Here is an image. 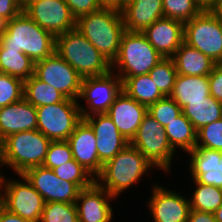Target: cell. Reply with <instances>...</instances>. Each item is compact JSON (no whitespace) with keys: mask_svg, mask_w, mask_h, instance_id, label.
Returning <instances> with one entry per match:
<instances>
[{"mask_svg":"<svg viewBox=\"0 0 222 222\" xmlns=\"http://www.w3.org/2000/svg\"><path fill=\"white\" fill-rule=\"evenodd\" d=\"M76 29L110 62L117 57L125 31L120 11L100 8L76 20Z\"/></svg>","mask_w":222,"mask_h":222,"instance_id":"obj_1","label":"cell"},{"mask_svg":"<svg viewBox=\"0 0 222 222\" xmlns=\"http://www.w3.org/2000/svg\"><path fill=\"white\" fill-rule=\"evenodd\" d=\"M0 46L17 49L36 63L55 52V37L22 11L6 22Z\"/></svg>","mask_w":222,"mask_h":222,"instance_id":"obj_2","label":"cell"},{"mask_svg":"<svg viewBox=\"0 0 222 222\" xmlns=\"http://www.w3.org/2000/svg\"><path fill=\"white\" fill-rule=\"evenodd\" d=\"M154 166L130 143L107 161L95 181L113 197L130 188ZM101 182V183H100Z\"/></svg>","mask_w":222,"mask_h":222,"instance_id":"obj_3","label":"cell"},{"mask_svg":"<svg viewBox=\"0 0 222 222\" xmlns=\"http://www.w3.org/2000/svg\"><path fill=\"white\" fill-rule=\"evenodd\" d=\"M51 142L39 130L11 134L0 143V167L8 165L22 175L30 168L42 166Z\"/></svg>","mask_w":222,"mask_h":222,"instance_id":"obj_4","label":"cell"},{"mask_svg":"<svg viewBox=\"0 0 222 222\" xmlns=\"http://www.w3.org/2000/svg\"><path fill=\"white\" fill-rule=\"evenodd\" d=\"M55 52L82 78L111 71V63L76 28L55 37Z\"/></svg>","mask_w":222,"mask_h":222,"instance_id":"obj_5","label":"cell"},{"mask_svg":"<svg viewBox=\"0 0 222 222\" xmlns=\"http://www.w3.org/2000/svg\"><path fill=\"white\" fill-rule=\"evenodd\" d=\"M162 59L142 32L125 30L121 36L118 55L111 63V70H115V67L119 69L116 74L123 83L128 77L148 74Z\"/></svg>","mask_w":222,"mask_h":222,"instance_id":"obj_6","label":"cell"},{"mask_svg":"<svg viewBox=\"0 0 222 222\" xmlns=\"http://www.w3.org/2000/svg\"><path fill=\"white\" fill-rule=\"evenodd\" d=\"M79 105L76 100L66 98L63 102L37 107V130L51 141H67L83 120Z\"/></svg>","mask_w":222,"mask_h":222,"instance_id":"obj_7","label":"cell"},{"mask_svg":"<svg viewBox=\"0 0 222 222\" xmlns=\"http://www.w3.org/2000/svg\"><path fill=\"white\" fill-rule=\"evenodd\" d=\"M147 160L161 170L170 171L175 150L171 147L164 127L148 113L130 142Z\"/></svg>","mask_w":222,"mask_h":222,"instance_id":"obj_8","label":"cell"},{"mask_svg":"<svg viewBox=\"0 0 222 222\" xmlns=\"http://www.w3.org/2000/svg\"><path fill=\"white\" fill-rule=\"evenodd\" d=\"M18 176L24 182L5 180L0 174V203L6 210L22 218L40 222L45 201L25 176Z\"/></svg>","mask_w":222,"mask_h":222,"instance_id":"obj_9","label":"cell"},{"mask_svg":"<svg viewBox=\"0 0 222 222\" xmlns=\"http://www.w3.org/2000/svg\"><path fill=\"white\" fill-rule=\"evenodd\" d=\"M184 42L222 64V24L208 10L184 23Z\"/></svg>","mask_w":222,"mask_h":222,"instance_id":"obj_10","label":"cell"},{"mask_svg":"<svg viewBox=\"0 0 222 222\" xmlns=\"http://www.w3.org/2000/svg\"><path fill=\"white\" fill-rule=\"evenodd\" d=\"M23 12L54 37L76 28V18L64 0H24Z\"/></svg>","mask_w":222,"mask_h":222,"instance_id":"obj_11","label":"cell"},{"mask_svg":"<svg viewBox=\"0 0 222 222\" xmlns=\"http://www.w3.org/2000/svg\"><path fill=\"white\" fill-rule=\"evenodd\" d=\"M121 91L122 80L112 70L105 75L82 78L79 98L85 99L89 108L88 111L79 105L82 119L92 114L107 113Z\"/></svg>","mask_w":222,"mask_h":222,"instance_id":"obj_12","label":"cell"},{"mask_svg":"<svg viewBox=\"0 0 222 222\" xmlns=\"http://www.w3.org/2000/svg\"><path fill=\"white\" fill-rule=\"evenodd\" d=\"M34 75L57 89L67 99L78 101L82 77L56 52L35 63Z\"/></svg>","mask_w":222,"mask_h":222,"instance_id":"obj_13","label":"cell"},{"mask_svg":"<svg viewBox=\"0 0 222 222\" xmlns=\"http://www.w3.org/2000/svg\"><path fill=\"white\" fill-rule=\"evenodd\" d=\"M46 202L76 203L81 189L72 182L61 180L52 169L33 167L22 174Z\"/></svg>","mask_w":222,"mask_h":222,"instance_id":"obj_14","label":"cell"},{"mask_svg":"<svg viewBox=\"0 0 222 222\" xmlns=\"http://www.w3.org/2000/svg\"><path fill=\"white\" fill-rule=\"evenodd\" d=\"M153 187L148 208L154 222H187L190 212L189 199L165 187Z\"/></svg>","mask_w":222,"mask_h":222,"instance_id":"obj_15","label":"cell"},{"mask_svg":"<svg viewBox=\"0 0 222 222\" xmlns=\"http://www.w3.org/2000/svg\"><path fill=\"white\" fill-rule=\"evenodd\" d=\"M114 198L96 181L91 186L81 189L75 203L78 212V221L110 222L113 210L109 202Z\"/></svg>","mask_w":222,"mask_h":222,"instance_id":"obj_16","label":"cell"},{"mask_svg":"<svg viewBox=\"0 0 222 222\" xmlns=\"http://www.w3.org/2000/svg\"><path fill=\"white\" fill-rule=\"evenodd\" d=\"M106 114L112 119L121 135L131 142L147 114V106L138 103L122 90Z\"/></svg>","mask_w":222,"mask_h":222,"instance_id":"obj_17","label":"cell"},{"mask_svg":"<svg viewBox=\"0 0 222 222\" xmlns=\"http://www.w3.org/2000/svg\"><path fill=\"white\" fill-rule=\"evenodd\" d=\"M163 58H172L184 42V23L171 18H160L142 32Z\"/></svg>","mask_w":222,"mask_h":222,"instance_id":"obj_18","label":"cell"},{"mask_svg":"<svg viewBox=\"0 0 222 222\" xmlns=\"http://www.w3.org/2000/svg\"><path fill=\"white\" fill-rule=\"evenodd\" d=\"M93 115L85 117L84 120L94 130L97 138L98 157L104 165L130 142L121 135L112 119L106 113Z\"/></svg>","mask_w":222,"mask_h":222,"instance_id":"obj_19","label":"cell"},{"mask_svg":"<svg viewBox=\"0 0 222 222\" xmlns=\"http://www.w3.org/2000/svg\"><path fill=\"white\" fill-rule=\"evenodd\" d=\"M94 130L83 119L67 139L73 158L95 178L101 173L103 164L97 152V141Z\"/></svg>","mask_w":222,"mask_h":222,"instance_id":"obj_20","label":"cell"},{"mask_svg":"<svg viewBox=\"0 0 222 222\" xmlns=\"http://www.w3.org/2000/svg\"><path fill=\"white\" fill-rule=\"evenodd\" d=\"M36 107L24 97L0 108V143L14 133L37 130Z\"/></svg>","mask_w":222,"mask_h":222,"instance_id":"obj_21","label":"cell"},{"mask_svg":"<svg viewBox=\"0 0 222 222\" xmlns=\"http://www.w3.org/2000/svg\"><path fill=\"white\" fill-rule=\"evenodd\" d=\"M188 154L193 181L222 189V151L194 148Z\"/></svg>","mask_w":222,"mask_h":222,"instance_id":"obj_22","label":"cell"},{"mask_svg":"<svg viewBox=\"0 0 222 222\" xmlns=\"http://www.w3.org/2000/svg\"><path fill=\"white\" fill-rule=\"evenodd\" d=\"M121 13L126 31L143 32L156 20L164 17L163 1L126 0Z\"/></svg>","mask_w":222,"mask_h":222,"instance_id":"obj_23","label":"cell"},{"mask_svg":"<svg viewBox=\"0 0 222 222\" xmlns=\"http://www.w3.org/2000/svg\"><path fill=\"white\" fill-rule=\"evenodd\" d=\"M210 96L208 75L177 74L170 97L183 109L190 102L206 101Z\"/></svg>","mask_w":222,"mask_h":222,"instance_id":"obj_24","label":"cell"},{"mask_svg":"<svg viewBox=\"0 0 222 222\" xmlns=\"http://www.w3.org/2000/svg\"><path fill=\"white\" fill-rule=\"evenodd\" d=\"M172 59L179 75L206 76L212 72L216 65L207 55L185 42L181 44Z\"/></svg>","mask_w":222,"mask_h":222,"instance_id":"obj_25","label":"cell"},{"mask_svg":"<svg viewBox=\"0 0 222 222\" xmlns=\"http://www.w3.org/2000/svg\"><path fill=\"white\" fill-rule=\"evenodd\" d=\"M122 90L138 103L150 106L165 97L149 74L128 77L122 83Z\"/></svg>","mask_w":222,"mask_h":222,"instance_id":"obj_26","label":"cell"},{"mask_svg":"<svg viewBox=\"0 0 222 222\" xmlns=\"http://www.w3.org/2000/svg\"><path fill=\"white\" fill-rule=\"evenodd\" d=\"M34 69V61L23 52L14 48H2L0 46L1 73L19 78L24 82L34 75Z\"/></svg>","mask_w":222,"mask_h":222,"instance_id":"obj_27","label":"cell"},{"mask_svg":"<svg viewBox=\"0 0 222 222\" xmlns=\"http://www.w3.org/2000/svg\"><path fill=\"white\" fill-rule=\"evenodd\" d=\"M196 130L202 126L222 118V102L215 100L211 95L206 101L190 102L182 109Z\"/></svg>","mask_w":222,"mask_h":222,"instance_id":"obj_28","label":"cell"},{"mask_svg":"<svg viewBox=\"0 0 222 222\" xmlns=\"http://www.w3.org/2000/svg\"><path fill=\"white\" fill-rule=\"evenodd\" d=\"M164 130L174 150L180 147L188 153L195 148L197 130L183 113L164 127Z\"/></svg>","mask_w":222,"mask_h":222,"instance_id":"obj_29","label":"cell"},{"mask_svg":"<svg viewBox=\"0 0 222 222\" xmlns=\"http://www.w3.org/2000/svg\"><path fill=\"white\" fill-rule=\"evenodd\" d=\"M23 97L36 108L63 102L66 99L61 92L41 81L35 75L24 81Z\"/></svg>","mask_w":222,"mask_h":222,"instance_id":"obj_30","label":"cell"},{"mask_svg":"<svg viewBox=\"0 0 222 222\" xmlns=\"http://www.w3.org/2000/svg\"><path fill=\"white\" fill-rule=\"evenodd\" d=\"M194 182L196 188L189 199L190 209L214 213L222 205V189Z\"/></svg>","mask_w":222,"mask_h":222,"instance_id":"obj_31","label":"cell"},{"mask_svg":"<svg viewBox=\"0 0 222 222\" xmlns=\"http://www.w3.org/2000/svg\"><path fill=\"white\" fill-rule=\"evenodd\" d=\"M148 74L164 96L171 95L177 76L175 63L172 58H163Z\"/></svg>","mask_w":222,"mask_h":222,"instance_id":"obj_32","label":"cell"},{"mask_svg":"<svg viewBox=\"0 0 222 222\" xmlns=\"http://www.w3.org/2000/svg\"><path fill=\"white\" fill-rule=\"evenodd\" d=\"M52 170L61 180L75 183L80 189L87 188L95 182V176L88 172L74 158Z\"/></svg>","mask_w":222,"mask_h":222,"instance_id":"obj_33","label":"cell"},{"mask_svg":"<svg viewBox=\"0 0 222 222\" xmlns=\"http://www.w3.org/2000/svg\"><path fill=\"white\" fill-rule=\"evenodd\" d=\"M163 14L166 18L176 19L183 23L199 15L203 10L195 0H162Z\"/></svg>","mask_w":222,"mask_h":222,"instance_id":"obj_34","label":"cell"},{"mask_svg":"<svg viewBox=\"0 0 222 222\" xmlns=\"http://www.w3.org/2000/svg\"><path fill=\"white\" fill-rule=\"evenodd\" d=\"M40 222H79L76 204L46 202Z\"/></svg>","mask_w":222,"mask_h":222,"instance_id":"obj_35","label":"cell"},{"mask_svg":"<svg viewBox=\"0 0 222 222\" xmlns=\"http://www.w3.org/2000/svg\"><path fill=\"white\" fill-rule=\"evenodd\" d=\"M147 113L157 120L162 127H166L182 113V109L170 96H165L148 106Z\"/></svg>","mask_w":222,"mask_h":222,"instance_id":"obj_36","label":"cell"},{"mask_svg":"<svg viewBox=\"0 0 222 222\" xmlns=\"http://www.w3.org/2000/svg\"><path fill=\"white\" fill-rule=\"evenodd\" d=\"M24 82L0 72V108L16 103L23 98Z\"/></svg>","mask_w":222,"mask_h":222,"instance_id":"obj_37","label":"cell"},{"mask_svg":"<svg viewBox=\"0 0 222 222\" xmlns=\"http://www.w3.org/2000/svg\"><path fill=\"white\" fill-rule=\"evenodd\" d=\"M195 148L222 151V118L197 130Z\"/></svg>","mask_w":222,"mask_h":222,"instance_id":"obj_38","label":"cell"},{"mask_svg":"<svg viewBox=\"0 0 222 222\" xmlns=\"http://www.w3.org/2000/svg\"><path fill=\"white\" fill-rule=\"evenodd\" d=\"M72 159L73 154L67 141H52L42 166L48 169H54Z\"/></svg>","mask_w":222,"mask_h":222,"instance_id":"obj_39","label":"cell"},{"mask_svg":"<svg viewBox=\"0 0 222 222\" xmlns=\"http://www.w3.org/2000/svg\"><path fill=\"white\" fill-rule=\"evenodd\" d=\"M76 20L86 14L100 9L97 0H64Z\"/></svg>","mask_w":222,"mask_h":222,"instance_id":"obj_40","label":"cell"},{"mask_svg":"<svg viewBox=\"0 0 222 222\" xmlns=\"http://www.w3.org/2000/svg\"><path fill=\"white\" fill-rule=\"evenodd\" d=\"M210 95L217 101L222 102V64H216L208 75Z\"/></svg>","mask_w":222,"mask_h":222,"instance_id":"obj_41","label":"cell"},{"mask_svg":"<svg viewBox=\"0 0 222 222\" xmlns=\"http://www.w3.org/2000/svg\"><path fill=\"white\" fill-rule=\"evenodd\" d=\"M23 11V0H0V17L10 21Z\"/></svg>","mask_w":222,"mask_h":222,"instance_id":"obj_42","label":"cell"},{"mask_svg":"<svg viewBox=\"0 0 222 222\" xmlns=\"http://www.w3.org/2000/svg\"><path fill=\"white\" fill-rule=\"evenodd\" d=\"M187 222H217L213 213L190 209Z\"/></svg>","mask_w":222,"mask_h":222,"instance_id":"obj_43","label":"cell"},{"mask_svg":"<svg viewBox=\"0 0 222 222\" xmlns=\"http://www.w3.org/2000/svg\"><path fill=\"white\" fill-rule=\"evenodd\" d=\"M0 222H34L6 210L0 203Z\"/></svg>","mask_w":222,"mask_h":222,"instance_id":"obj_44","label":"cell"},{"mask_svg":"<svg viewBox=\"0 0 222 222\" xmlns=\"http://www.w3.org/2000/svg\"><path fill=\"white\" fill-rule=\"evenodd\" d=\"M100 8H109L117 11H122L126 0H97Z\"/></svg>","mask_w":222,"mask_h":222,"instance_id":"obj_45","label":"cell"},{"mask_svg":"<svg viewBox=\"0 0 222 222\" xmlns=\"http://www.w3.org/2000/svg\"><path fill=\"white\" fill-rule=\"evenodd\" d=\"M208 11L222 24V0H217Z\"/></svg>","mask_w":222,"mask_h":222,"instance_id":"obj_46","label":"cell"},{"mask_svg":"<svg viewBox=\"0 0 222 222\" xmlns=\"http://www.w3.org/2000/svg\"><path fill=\"white\" fill-rule=\"evenodd\" d=\"M217 0H195L202 10H209Z\"/></svg>","mask_w":222,"mask_h":222,"instance_id":"obj_47","label":"cell"},{"mask_svg":"<svg viewBox=\"0 0 222 222\" xmlns=\"http://www.w3.org/2000/svg\"><path fill=\"white\" fill-rule=\"evenodd\" d=\"M213 214L217 222H222V205Z\"/></svg>","mask_w":222,"mask_h":222,"instance_id":"obj_48","label":"cell"},{"mask_svg":"<svg viewBox=\"0 0 222 222\" xmlns=\"http://www.w3.org/2000/svg\"><path fill=\"white\" fill-rule=\"evenodd\" d=\"M6 20L0 17V36L4 33L6 28Z\"/></svg>","mask_w":222,"mask_h":222,"instance_id":"obj_49","label":"cell"}]
</instances>
